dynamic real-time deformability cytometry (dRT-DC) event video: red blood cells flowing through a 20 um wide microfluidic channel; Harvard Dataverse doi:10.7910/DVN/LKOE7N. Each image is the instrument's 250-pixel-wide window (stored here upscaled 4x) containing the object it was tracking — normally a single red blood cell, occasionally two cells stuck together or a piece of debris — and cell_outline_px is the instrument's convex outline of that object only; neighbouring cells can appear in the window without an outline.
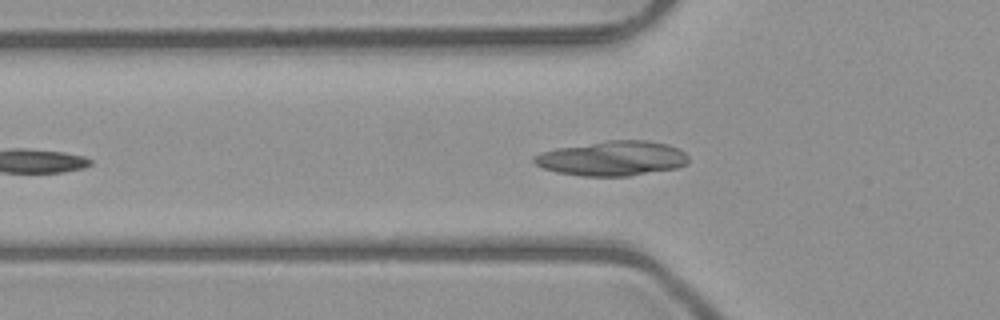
{"species": "common noctule bat (a hibernating species)", "species_latin": "Nyctalus noctula", "temperature_condition": "room temperature", "stored_images_in_passage": 40, "camera_frame_rate_fps": 3000, "um_per_image_px": 0.085, "animal": {"sex": "male", "body_mass_g": 23.1, "forearm_length_mm": 52.7}, "frame": {"image": 1, "passage_image": 9, "time_ms": 2.667, "image_size_px": [1000, 320], "cell_outline_px": [[688, 164], [676, 168], [628, 176], [580, 176], [556, 172], [544, 168], [536, 164], [532, 160], [532, 156], [540, 152], [556, 148], [608, 140], [644, 140], [668, 144], [680, 148], [688, 156]], "centroid_in_image_um": [52.04, 13.46], "position_along_channel_um": 73.8, "area_um2": 31.44}}
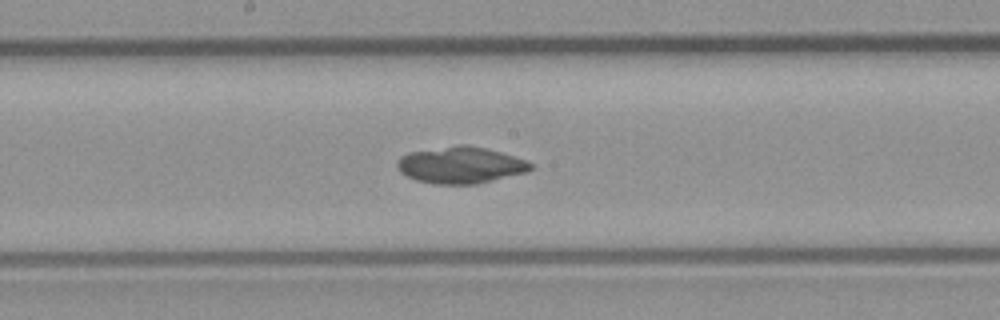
{"frame": {"image": 2, "passage_image": 19, "time_ms": 6.0, "image_size_px": [1000, 320], "cell_outline_px": [[532, 168], [528, 172], [476, 184], [432, 184], [416, 180], [400, 172], [396, 168], [396, 160], [400, 156], [408, 152], [456, 144], [464, 144], [484, 148], [500, 152], [528, 160], [532, 164]], "centroid_in_image_um": [39.12, 14.03], "position_along_channel_um": 209.1, "area_um2": 28.78}}
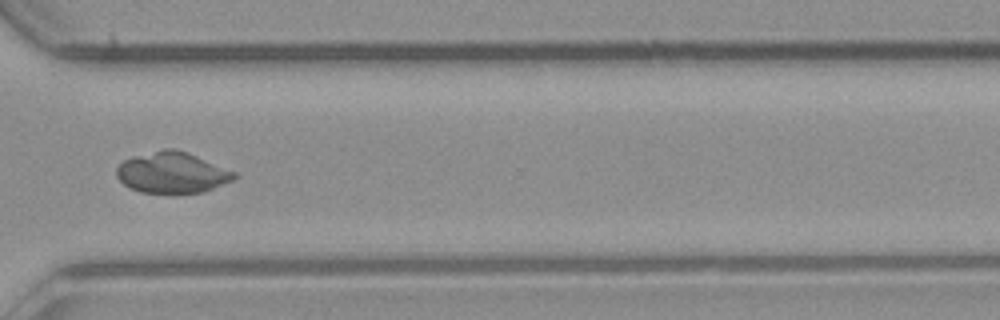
{"frame": {"image": 3, "passage_image": 30, "time_ms": 9.667, "image_size_px": [1000, 320], "cell_outline_px": [[240, 176], [236, 180], [204, 192], [140, 192], [124, 184], [116, 176], [116, 168], [124, 160], [132, 156], [164, 148], [176, 148], [188, 152], [236, 172]], "centroid_in_image_um": [14.68, 14.65], "position_along_channel_um": 355.9, "area_um2": 28.26}, "authors_computed_cell_mechanics": {"area_um2": 28.3509, "velocity_mm_per_s": 4.0222, "shape_relaxation_time_tau1_ms": null, "shape_relaxation_time_tau2_ms": 2.9784, "deformation_change_tau1": null, "deformation_change_tau2": 0.0361}}